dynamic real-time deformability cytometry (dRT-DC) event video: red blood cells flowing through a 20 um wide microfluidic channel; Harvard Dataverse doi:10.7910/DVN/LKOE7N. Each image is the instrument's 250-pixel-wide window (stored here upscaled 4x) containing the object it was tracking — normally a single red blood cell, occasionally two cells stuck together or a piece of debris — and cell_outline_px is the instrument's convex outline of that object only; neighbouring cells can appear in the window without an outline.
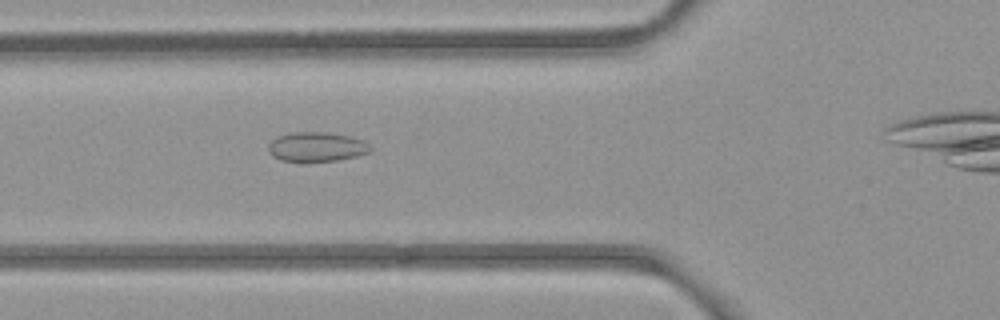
{"species": "common noctule bat (a hibernating species)", "species_latin": "Nyctalus noctula", "temperature_condition": "room temperature", "stored_images_in_passage": 38, "camera_frame_rate_fps": 3000, "um_per_image_px": 0.085, "animal": {"sex": "female", "body_mass_g": 21.9}, "frame": {"image": 1, "passage_image": 10, "time_ms": 3.0, "image_size_px": [1000, 320], "cell_outline_px": [[372, 148], [368, 152], [356, 156], [336, 160], [304, 164], [280, 160], [272, 156], [268, 152], [268, 144], [276, 136], [288, 132], [324, 132], [352, 136], [364, 140]], "centroid_in_image_um": [26.85, 12.5], "position_along_channel_um": 99.0, "area_um2": 18.21}}
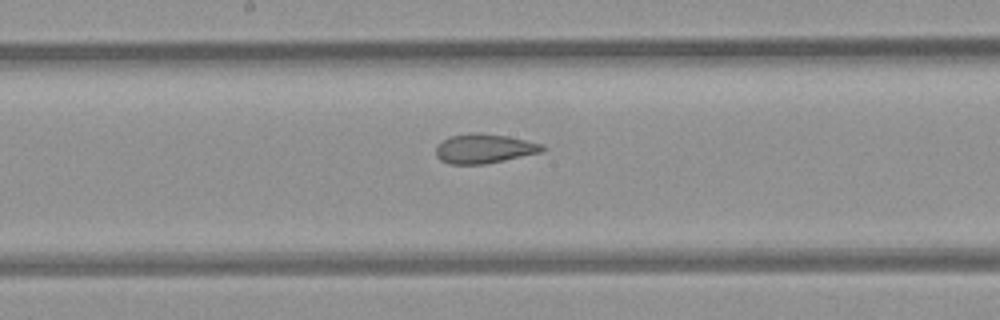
{"frame": {"image": 2, "passage_image": 16, "time_ms": 5.0, "image_size_px": [1000, 320], "cell_outline_px": [[548, 148], [540, 152], [504, 160], [484, 164], [448, 164], [440, 160], [436, 156], [436, 148], [444, 140], [452, 136], [472, 132], [480, 132], [508, 136], [544, 144]], "centroid_in_image_um": [41.18, 12.62], "position_along_channel_um": 207.0, "area_um2": 18.21}}
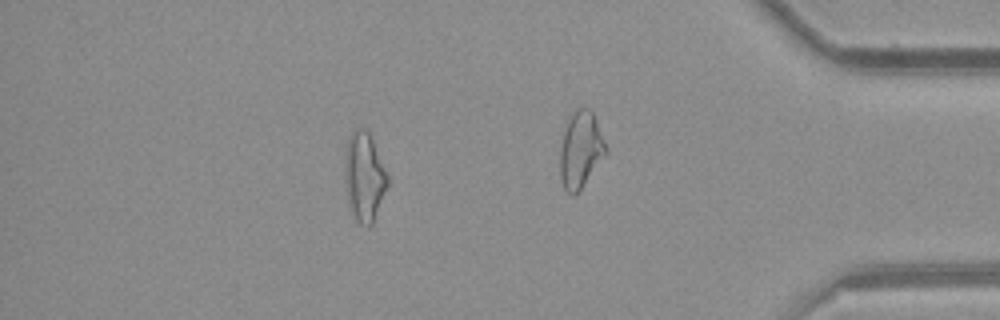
{"frame": {"image": 3, "passage_image": 31, "time_ms": 10.0, "image_size_px": [1000, 320], "cell_outline_px": [[388, 188], [372, 224], [368, 228], [360, 224], [356, 220], [352, 212], [348, 200], [348, 136], [356, 128], [368, 128], [388, 176]], "centroid_in_image_um": [31.04, 15.05], "position_along_channel_um": 404.2, "area_um2": 21.33}, "authors_computed_cell_mechanics": {"area_um2": 19.4208, "velocity_mm_per_s": 3.9221, "shape_relaxation_time_tau1_ms": null, "shape_relaxation_time_tau2_ms": 1.8409, "deformation_change_tau1": null, "deformation_change_tau2": 0.1048}}